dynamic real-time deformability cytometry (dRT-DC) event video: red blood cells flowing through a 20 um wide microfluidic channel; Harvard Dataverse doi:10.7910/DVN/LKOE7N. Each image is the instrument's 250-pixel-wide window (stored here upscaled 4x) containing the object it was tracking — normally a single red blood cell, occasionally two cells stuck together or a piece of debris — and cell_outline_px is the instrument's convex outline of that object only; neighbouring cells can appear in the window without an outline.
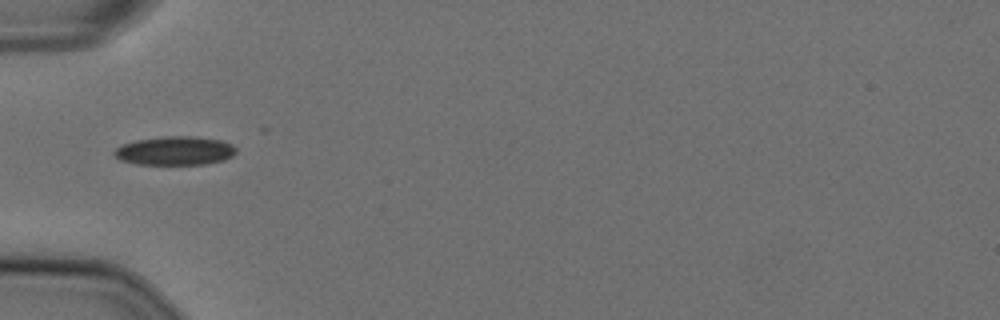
{"species": "Egyptian fruit bat (a non-hibernating species)", "species_latin": "Rousettus aegyptiacus", "temperature_condition": "cold", "stored_images_in_passage": 3, "camera_frame_rate_fps": 3000, "um_per_image_px": 0.085, "animal": {"sex": "female"}, "frame": {"image": 1, "passage_image": 1, "time_ms": 0.0, "image_size_px": [1000, 320], "cell_outline_px": [[236, 152], [232, 156], [224, 160], [204, 164], [136, 164], [120, 160], [112, 156], [112, 152], [120, 144], [136, 140], [160, 136], [192, 136], [220, 140], [232, 144], [236, 148]], "centroid_in_image_um": [14.82, 12.81], "position_along_channel_um": 70.2, "area_um2": 20.63}}